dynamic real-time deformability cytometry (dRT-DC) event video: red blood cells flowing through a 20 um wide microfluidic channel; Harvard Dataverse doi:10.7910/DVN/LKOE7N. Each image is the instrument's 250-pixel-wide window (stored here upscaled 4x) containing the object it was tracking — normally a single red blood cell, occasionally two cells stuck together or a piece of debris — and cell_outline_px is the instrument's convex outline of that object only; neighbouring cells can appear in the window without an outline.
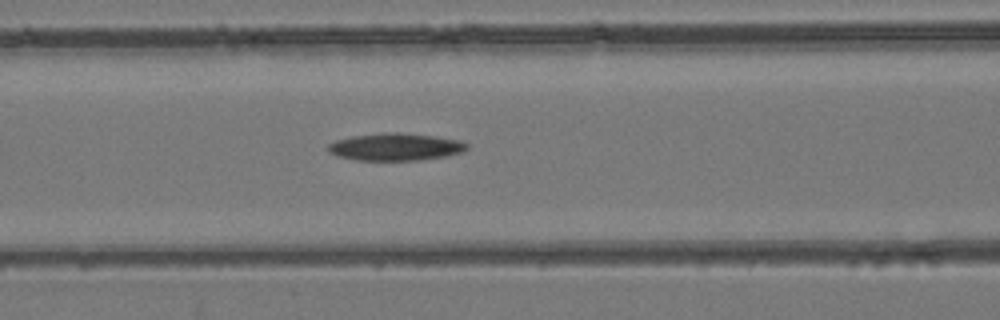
{"species": "common noctule bat (a hibernating species)", "species_latin": "Nyctalus noctula", "temperature_condition": "room temperature", "stored_images_in_passage": 20, "camera_frame_rate_fps": 3000, "um_per_image_px": 0.085, "animal": {"sex": "female", "body_mass_g": 24.6, "forearm_length_mm": 56.2}, "frame": {"image": 1, "passage_image": 11, "time_ms": 3.333, "image_size_px": [1000, 320], "cell_outline_px": [[468, 148], [464, 152], [444, 156], [416, 160], [356, 160], [336, 156], [328, 152], [328, 144], [336, 140], [352, 136], [384, 132], [396, 132], [432, 136], [460, 140], [468, 144]], "centroid_in_image_um": [33.59, 12.48], "position_along_channel_um": 133.0, "area_um2": 22.08}}
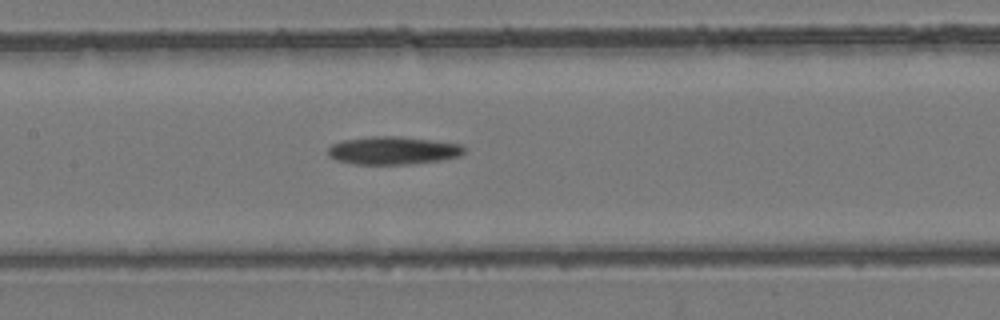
{"frame": {"image": 2, "passage_image": 14, "time_ms": 4.333, "image_size_px": [1000, 320], "cell_outline_px": [[464, 152], [460, 156], [440, 160], [412, 164], [352, 164], [336, 160], [328, 156], [328, 148], [332, 144], [344, 140], [372, 136], [400, 136], [460, 144], [464, 148]], "centroid_in_image_um": [33.37, 12.8], "position_along_channel_um": 174.0, "area_um2": 22.14}}